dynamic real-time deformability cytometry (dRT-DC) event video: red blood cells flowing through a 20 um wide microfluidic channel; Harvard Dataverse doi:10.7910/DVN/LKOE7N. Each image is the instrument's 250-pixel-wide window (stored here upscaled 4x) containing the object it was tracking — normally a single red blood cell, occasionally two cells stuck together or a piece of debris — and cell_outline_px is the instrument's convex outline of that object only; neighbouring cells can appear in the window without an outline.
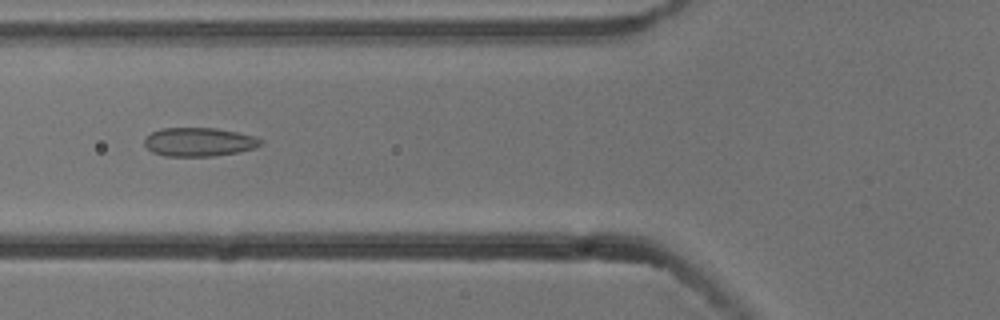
{"species": "common noctule bat (a hibernating species)", "species_latin": "Nyctalus noctula", "temperature_condition": "cold", "stored_images_in_passage": 7, "camera_frame_rate_fps": 3000, "um_per_image_px": 0.085, "animal": {"sex": "male", "body_mass_g": 13.3}, "frame": {"image": 1, "passage_image": 6, "time_ms": 1.667, "image_size_px": [1000, 320], "cell_outline_px": [[264, 144], [256, 148], [236, 152], [212, 156], [164, 156], [152, 152], [144, 144], [144, 140], [152, 132], [160, 128], [216, 128], [256, 136], [264, 140]], "centroid_in_image_um": [16.95, 12.06], "position_along_channel_um": 108.8, "area_um2": 19.54}}
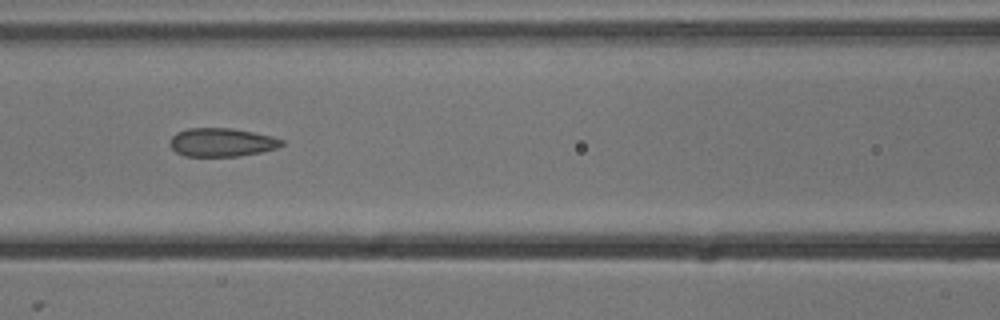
{"frame": {"image": 2, "passage_image": 7, "time_ms": 2.0, "image_size_px": [1000, 320], "cell_outline_px": [[284, 144], [276, 148], [260, 152], [240, 156], [184, 156], [176, 152], [168, 144], [168, 140], [176, 132], [188, 128], [232, 128], [272, 136], [284, 140]], "centroid_in_image_um": [18.81, 12.09], "position_along_channel_um": 147.8, "area_um2": 18.67}}